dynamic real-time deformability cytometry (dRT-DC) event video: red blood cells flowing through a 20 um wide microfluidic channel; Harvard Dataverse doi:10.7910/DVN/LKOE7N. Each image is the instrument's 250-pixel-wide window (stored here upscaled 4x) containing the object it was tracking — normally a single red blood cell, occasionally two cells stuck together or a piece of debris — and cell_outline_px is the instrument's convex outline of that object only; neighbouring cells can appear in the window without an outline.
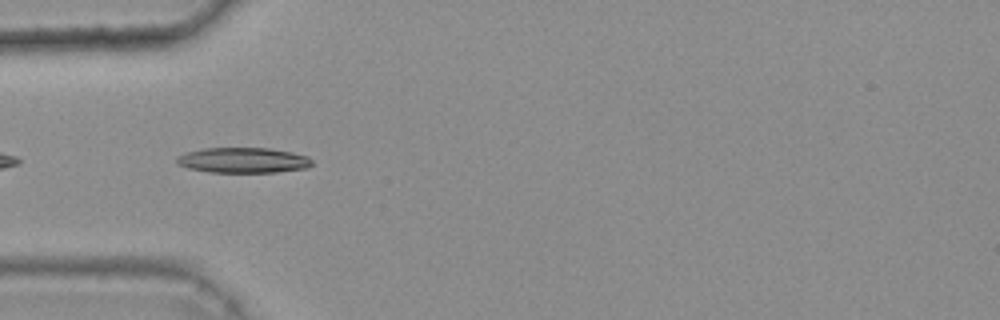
{"species": "common noctule bat (a hibernating species)", "species_latin": "Nyctalus noctula", "temperature_condition": "warm", "stored_images_in_passage": 7, "camera_frame_rate_fps": 3000, "um_per_image_px": 0.085, "animal": {"sex": "female", "body_mass_g": 25.1}, "frame": {"image": 1, "passage_image": 2, "time_ms": 0.333, "image_size_px": [1000, 320], "cell_outline_px": [[312, 164], [308, 168], [276, 172], [208, 172], [188, 168], [176, 164], [176, 156], [188, 152], [204, 148], [268, 148], [292, 152], [308, 156], [312, 160]], "centroid_in_image_um": [20.67, 13.62], "position_along_channel_um": 64.3, "area_um2": 20.06}}
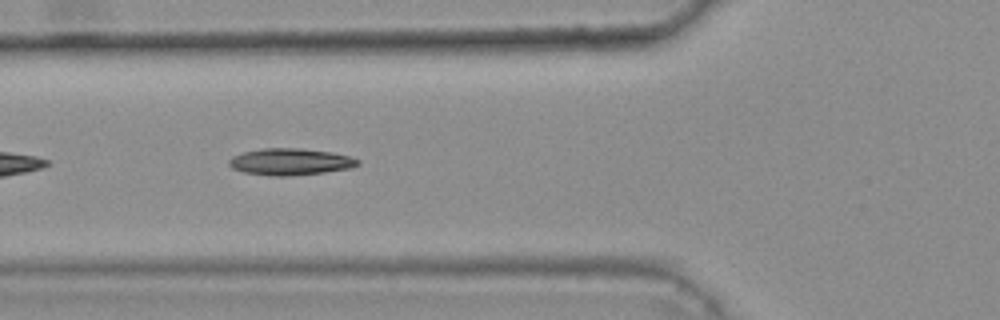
{"frame": {"image": 2, "passage_image": 5, "time_ms": 1.333, "image_size_px": [1000, 320], "cell_outline_px": [[360, 164], [348, 168], [324, 172], [288, 176], [272, 176], [244, 172], [232, 168], [228, 164], [228, 160], [232, 156], [244, 152], [264, 148], [300, 148], [332, 152], [348, 156], [360, 160]], "centroid_in_image_um": [24.65, 13.74], "position_along_channel_um": 101.1, "area_um2": 19.94}}